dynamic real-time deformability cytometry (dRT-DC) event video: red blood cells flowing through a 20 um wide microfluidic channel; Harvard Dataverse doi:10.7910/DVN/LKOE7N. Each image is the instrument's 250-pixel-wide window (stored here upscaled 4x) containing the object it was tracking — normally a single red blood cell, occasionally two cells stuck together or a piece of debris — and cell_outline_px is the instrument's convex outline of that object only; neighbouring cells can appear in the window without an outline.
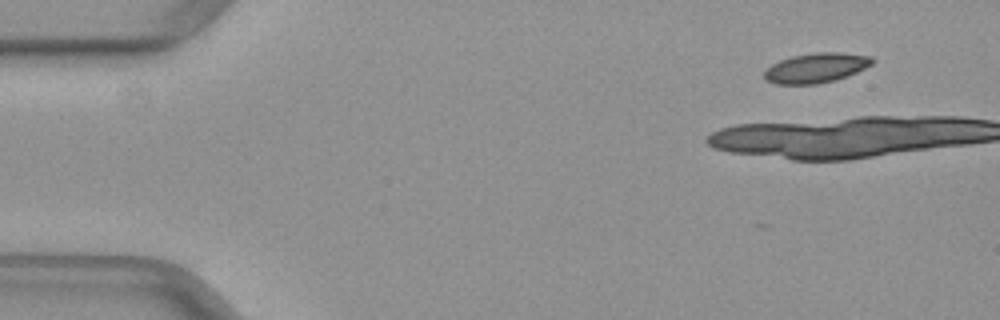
{"species": "common noctule bat (a hibernating species)", "species_latin": "Nyctalus noctula", "temperature_condition": "warm", "stored_images_in_passage": 3, "camera_frame_rate_fps": 3000, "um_per_image_px": 0.085, "animal": {"sex": "female", "body_mass_g": 29.2, "forearm_length_mm": 56.3}, "frame": {"image": 1, "passage_image": 1, "time_ms": 0.0, "image_size_px": [1000, 320], "cell_outline_px": [[876, 60], [872, 64], [856, 72], [832, 80], [816, 84], [776, 84], [764, 80], [764, 72], [772, 64], [780, 60], [792, 56], [816, 52], [840, 52], [872, 56]], "centroid_in_image_um": [69.36, 5.76], "position_along_channel_um": 15.6, "area_um2": 18.61}}